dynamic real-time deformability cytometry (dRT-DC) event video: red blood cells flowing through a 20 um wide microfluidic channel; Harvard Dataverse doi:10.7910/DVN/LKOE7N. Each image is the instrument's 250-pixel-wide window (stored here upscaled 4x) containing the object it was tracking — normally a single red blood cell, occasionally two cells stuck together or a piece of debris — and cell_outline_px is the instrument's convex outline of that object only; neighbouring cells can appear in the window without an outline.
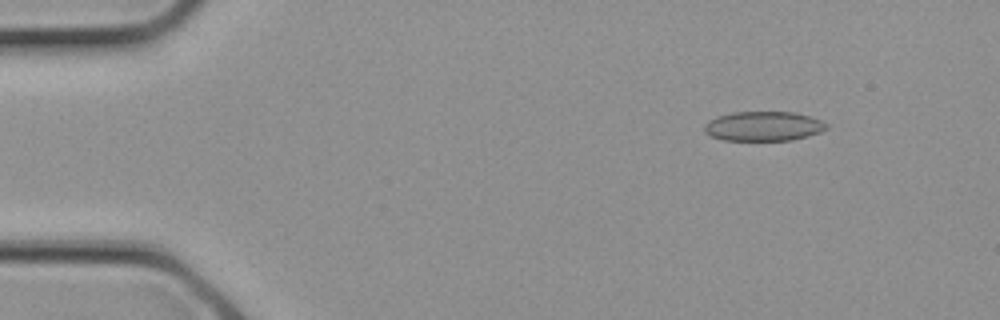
{"species": "common noctule bat (a hibernating species)", "species_latin": "Nyctalus noctula", "temperature_condition": "cold", "stored_images_in_passage": 11, "camera_frame_rate_fps": 3000, "um_per_image_px": 0.085, "animal": {"sex": "female", "body_mass_g": 21.9}, "frame": {"image": 1, "passage_image": 1, "time_ms": 0.0, "image_size_px": [1000, 320], "cell_outline_px": [[828, 128], [820, 132], [808, 136], [792, 140], [724, 140], [712, 136], [704, 132], [704, 124], [708, 120], [716, 116], [732, 112], [796, 112], [820, 120], [828, 124]], "centroid_in_image_um": [64.88, 10.72], "position_along_channel_um": 20.1, "area_um2": 21.1}}
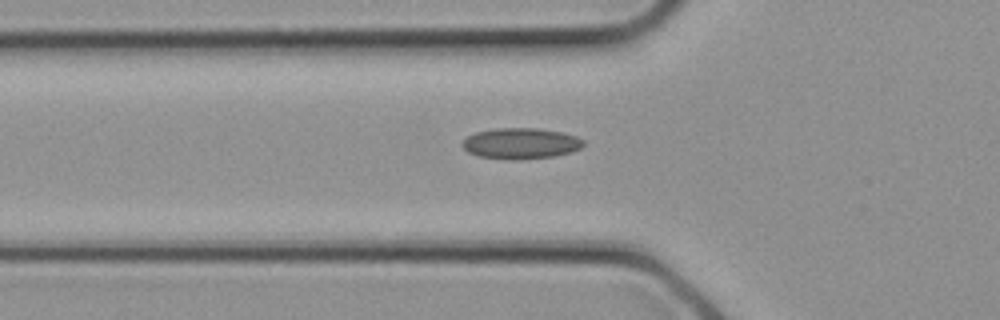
{"frame": {"image": 2, "passage_image": 7, "time_ms": 2.0, "image_size_px": [1000, 320], "cell_outline_px": [[584, 144], [580, 148], [572, 152], [552, 156], [520, 160], [508, 160], [476, 156], [468, 152], [460, 144], [468, 136], [476, 132], [496, 128], [536, 128], [564, 132], [576, 136], [584, 140]], "centroid_in_image_um": [44.26, 12.2], "position_along_channel_um": 81.5, "area_um2": 22.02}}
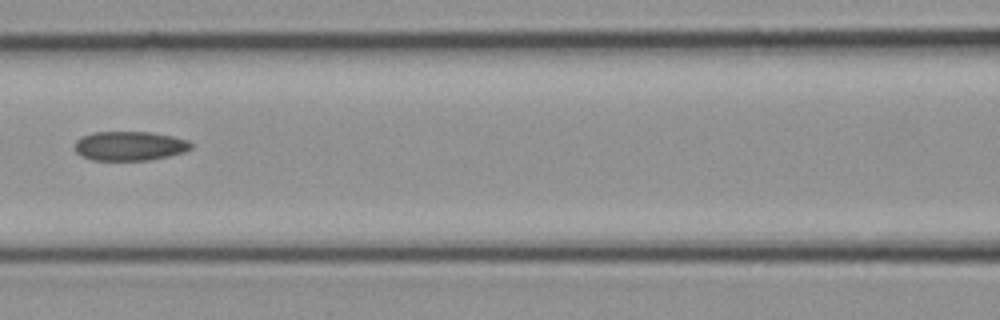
{"frame": {"image": 3, "passage_image": 10, "time_ms": 3.0, "image_size_px": [1000, 320], "cell_outline_px": [[196, 144], [192, 148], [184, 152], [168, 156], [148, 160], [92, 160], [80, 156], [76, 152], [76, 140], [80, 136], [92, 132], [152, 132], [172, 136], [188, 140]], "centroid_in_image_um": [11.04, 12.4], "position_along_channel_um": 155.6, "area_um2": 20.06}}